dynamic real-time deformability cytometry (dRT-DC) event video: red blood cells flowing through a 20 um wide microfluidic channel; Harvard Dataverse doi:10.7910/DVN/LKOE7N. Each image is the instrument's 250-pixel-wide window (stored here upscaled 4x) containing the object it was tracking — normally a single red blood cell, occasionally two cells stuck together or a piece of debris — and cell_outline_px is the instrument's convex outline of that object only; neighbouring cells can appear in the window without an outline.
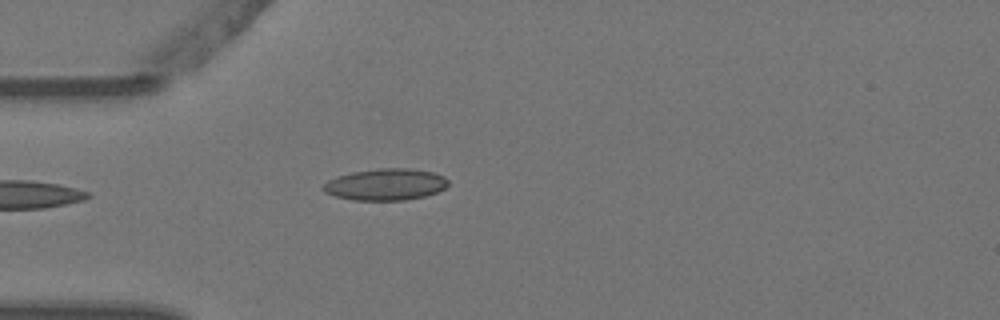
{"species": "Egyptian fruit bat (a non-hibernating species)", "species_latin": "Rousettus aegyptiacus", "temperature_condition": "warm", "stored_images_in_passage": 5, "camera_frame_rate_fps": 3000, "um_per_image_px": 0.085, "animal": {"sex": "female"}, "frame": {"image": 1, "passage_image": 5, "time_ms": 1.333, "image_size_px": [1000, 320], "cell_outline_px": [[448, 184], [444, 188], [436, 192], [424, 196], [404, 200], [352, 200], [336, 196], [324, 192], [320, 188], [328, 180], [336, 176], [352, 172], [380, 168], [408, 168], [432, 172], [444, 176], [448, 180]], "centroid_in_image_um": [32.74, 15.67], "position_along_channel_um": 52.3, "area_um2": 23.0}}